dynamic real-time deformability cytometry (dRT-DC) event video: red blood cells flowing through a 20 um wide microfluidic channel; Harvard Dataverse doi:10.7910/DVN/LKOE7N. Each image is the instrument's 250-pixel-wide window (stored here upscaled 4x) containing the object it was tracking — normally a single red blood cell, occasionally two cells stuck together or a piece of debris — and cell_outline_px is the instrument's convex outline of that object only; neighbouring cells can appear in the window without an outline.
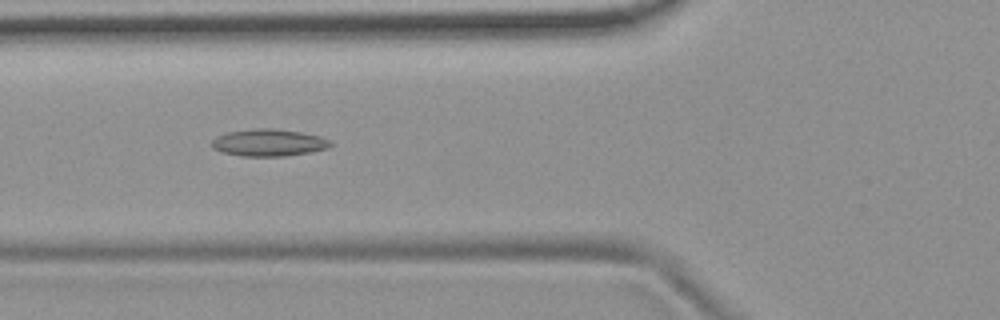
{"species": "common noctule bat (a hibernating species)", "species_latin": "Nyctalus noctula", "temperature_condition": "room temperature", "stored_images_in_passage": 53, "camera_frame_rate_fps": 3000, "um_per_image_px": 0.085, "animal": {"sex": "female", "body_mass_g": 19.9}, "frame": {"image": 1, "passage_image": 19, "time_ms": 6.0, "image_size_px": [1000, 320], "cell_outline_px": [[332, 144], [328, 148], [312, 152], [284, 156], [240, 156], [224, 152], [212, 148], [208, 144], [216, 136], [228, 132], [252, 128], [272, 128], [300, 132], [320, 136], [328, 140]], "centroid_in_image_um": [22.8, 12.12], "position_along_channel_um": 103.0, "area_um2": 18.84}}
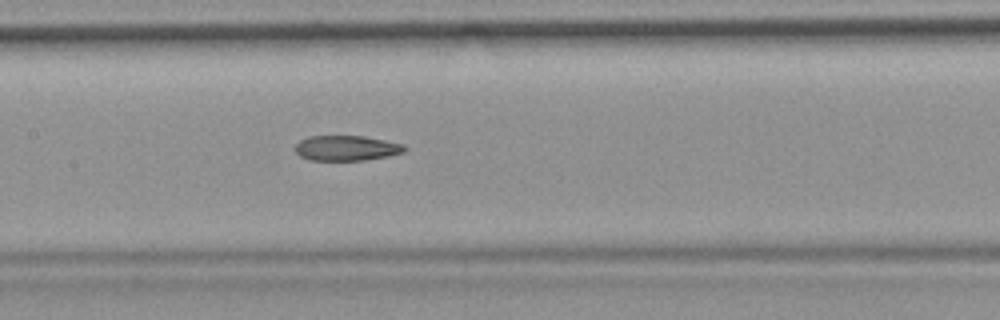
{"frame": {"image": 2, "passage_image": 25, "time_ms": 8.0, "image_size_px": [1000, 320], "cell_outline_px": [[408, 148], [404, 152], [388, 156], [364, 160], [312, 160], [300, 156], [296, 152], [296, 144], [300, 140], [308, 136], [364, 136], [404, 144]], "centroid_in_image_um": [29.47, 12.58], "position_along_channel_um": 177.9, "area_um2": 16.01}}
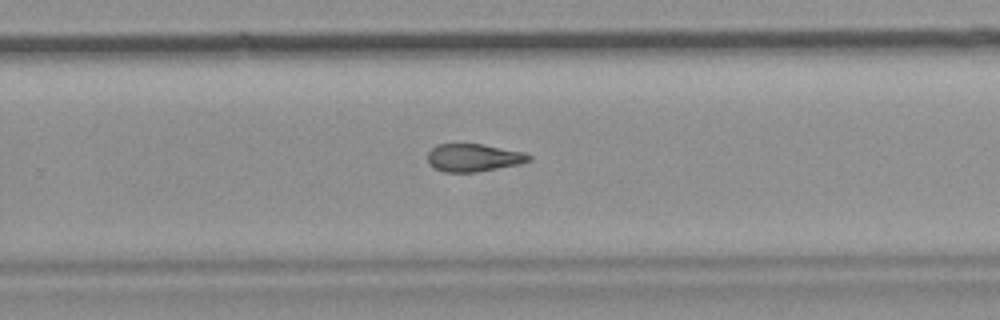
{"frame": {"image": 3, "passage_image": 34, "time_ms": 11.0, "image_size_px": [1000, 320], "cell_outline_px": [[532, 156], [528, 160], [520, 164], [476, 172], [444, 172], [428, 164], [428, 152], [436, 144], [484, 144], [524, 152]], "centroid_in_image_um": [40.24, 13.39], "position_along_channel_um": 289.6, "area_um2": 16.36}, "authors_computed_cell_mechanics": {"area_um2": 17.3978, "velocity_mm_per_s": 3.7415, "shape_relaxation_time_tau1_ms": null, "shape_relaxation_time_tau2_ms": 4.0082, "deformation_change_tau1": null, "deformation_change_tau2": 0.1217}}